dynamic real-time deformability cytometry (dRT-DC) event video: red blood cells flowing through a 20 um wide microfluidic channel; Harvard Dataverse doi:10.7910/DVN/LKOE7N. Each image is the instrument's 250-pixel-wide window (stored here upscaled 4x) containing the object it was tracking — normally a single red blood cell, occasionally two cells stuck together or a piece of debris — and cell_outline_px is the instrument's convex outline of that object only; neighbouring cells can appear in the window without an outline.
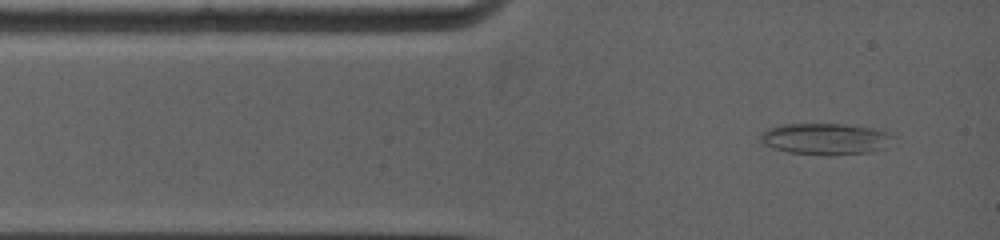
{"species": "common noctule bat (a hibernating species)", "species_latin": "Nyctalus noctula", "temperature_condition": "warm", "stored_images_in_passage": 3, "camera_frame_rate_fps": 5000, "um_per_image_px": 0.085, "animal": {"sex": "female", "body_mass_g": 19.0, "forearm_length_mm": 53.3}, "frame": {"image": 1, "passage_image": 1, "time_ms": 0.0, "image_size_px": [1000, 240], "cell_outline_px": [[896, 136], [884, 148], [868, 152], [828, 156], [788, 152], [764, 144], [760, 140], [760, 132], [768, 128], [784, 124], [844, 124], [868, 128], [888, 132]], "centroid_in_image_um": [70.15, 11.81], "position_along_channel_um": 14.9, "area_um2": 24.22}}
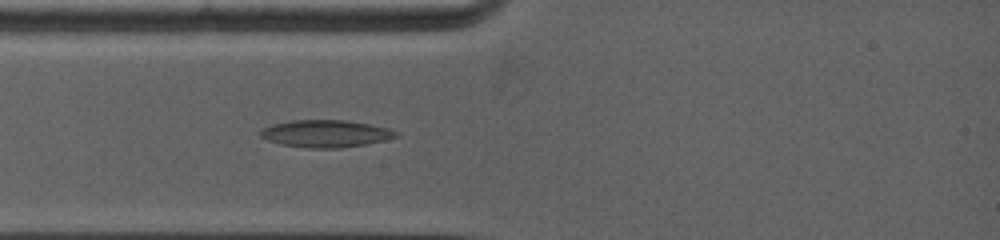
{"frame": {"image": 2, "passage_image": 3, "time_ms": 1.8, "image_size_px": [1000, 240], "cell_outline_px": [[400, 136], [384, 140], [364, 144], [340, 148], [308, 148], [280, 144], [268, 140], [260, 136], [260, 132], [264, 128], [272, 124], [292, 120], [344, 120], [368, 124], [388, 128], [396, 132]], "centroid_in_image_um": [27.67, 11.36], "position_along_channel_um": 57.3, "area_um2": 21.33}}